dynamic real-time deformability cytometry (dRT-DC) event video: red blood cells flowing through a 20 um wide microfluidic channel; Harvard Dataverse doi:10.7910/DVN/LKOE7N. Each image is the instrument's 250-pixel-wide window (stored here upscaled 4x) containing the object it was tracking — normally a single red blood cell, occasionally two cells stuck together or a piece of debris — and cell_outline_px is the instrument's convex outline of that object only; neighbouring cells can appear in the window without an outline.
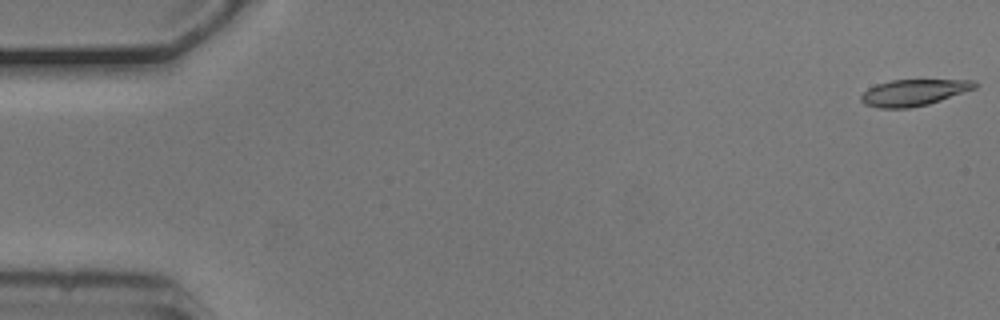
{"species": "common noctule bat (a hibernating species)", "species_latin": "Nyctalus noctula", "temperature_condition": "cold", "stored_images_in_passage": 54, "camera_frame_rate_fps": 3000, "um_per_image_px": 0.085, "animal": {"sex": "male", "body_mass_g": 20.5, "forearm_length_mm": 52.5}, "frame": {"image": 1, "passage_image": 1, "time_ms": 0.0, "image_size_px": [1000, 320], "cell_outline_px": [[980, 84], [976, 88], [928, 104], [908, 108], [880, 108], [864, 104], [860, 100], [860, 96], [868, 88], [876, 84], [892, 80], [976, 80]], "centroid_in_image_um": [77.67, 7.86], "position_along_channel_um": 7.3, "area_um2": 17.46}}
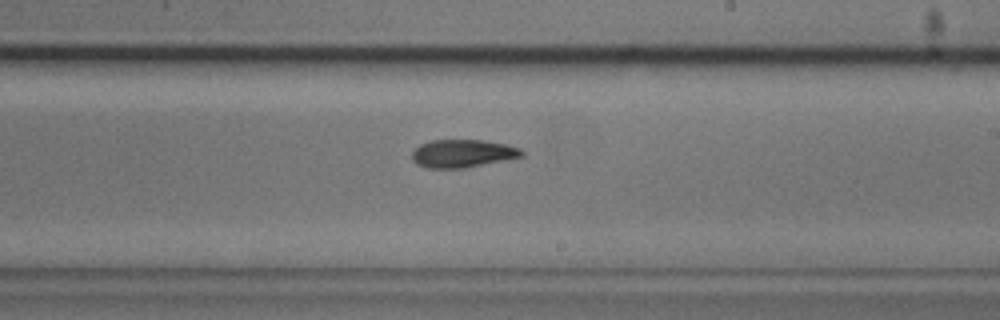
{"frame": {"image": 2, "passage_image": 32, "time_ms": 10.333, "image_size_px": [1000, 320], "cell_outline_px": [[524, 156], [464, 168], [424, 168], [416, 164], [412, 160], [412, 152], [420, 144], [432, 140], [484, 140], [504, 144], [520, 148], [524, 152]], "centroid_in_image_um": [39.3, 13.05], "position_along_channel_um": 249.7, "area_um2": 17.86}}
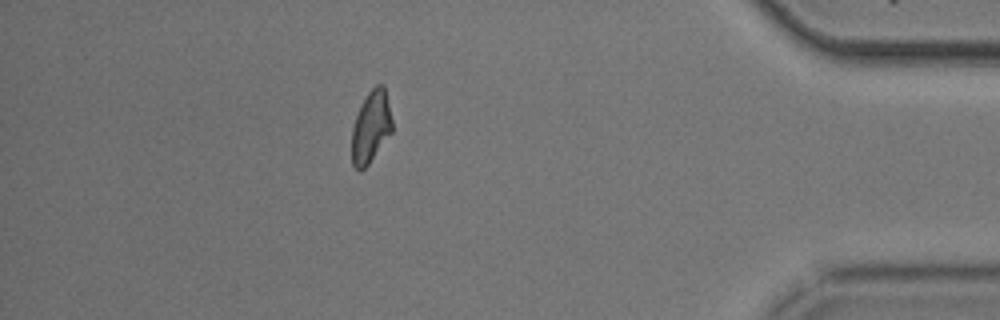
{"frame": {"image": 3, "passage_image": 48, "time_ms": 15.667, "image_size_px": [1000, 320], "cell_outline_px": [[392, 132], [368, 164], [360, 172], [352, 164], [352, 128], [356, 116], [368, 92], [376, 84], [384, 84], [392, 120]], "centroid_in_image_um": [31.53, 10.79], "position_along_channel_um": 403.7, "area_um2": 16.7}, "authors_computed_cell_mechanics": {"area_um2": 18.1781, "velocity_mm_per_s": 3.718, "shape_relaxation_time_tau1_ms": 5.9867, "shape_relaxation_time_tau2_ms": 6.5394, "deformation_change_tau1": 0.1685, "deformation_change_tau2": 0.1365}}